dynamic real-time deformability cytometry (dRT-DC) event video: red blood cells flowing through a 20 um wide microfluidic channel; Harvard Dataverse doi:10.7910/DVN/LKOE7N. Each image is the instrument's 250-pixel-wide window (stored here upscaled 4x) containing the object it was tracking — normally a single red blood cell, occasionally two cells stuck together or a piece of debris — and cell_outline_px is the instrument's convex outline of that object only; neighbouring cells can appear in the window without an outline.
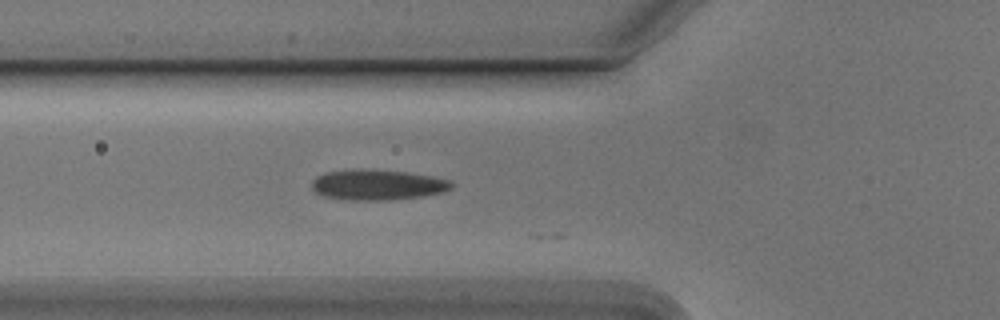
{"species": "Egyptian fruit bat (a non-hibernating species)", "species_latin": "Rousettus aegyptiacus", "temperature_condition": "cold", "stored_images_in_passage": 9, "camera_frame_rate_fps": 3000, "um_per_image_px": 0.085, "animal": {"sex": "male"}, "frame": {"image": 1, "passage_image": 8, "time_ms": 2.333, "image_size_px": [1000, 320], "cell_outline_px": [[452, 188], [444, 192], [424, 196], [392, 200], [340, 200], [324, 196], [316, 192], [312, 188], [312, 180], [316, 176], [328, 172], [360, 168], [364, 168], [408, 172], [432, 176], [452, 180]], "centroid_in_image_um": [32.1, 15.71], "position_along_channel_um": 93.7, "area_um2": 25.2}}